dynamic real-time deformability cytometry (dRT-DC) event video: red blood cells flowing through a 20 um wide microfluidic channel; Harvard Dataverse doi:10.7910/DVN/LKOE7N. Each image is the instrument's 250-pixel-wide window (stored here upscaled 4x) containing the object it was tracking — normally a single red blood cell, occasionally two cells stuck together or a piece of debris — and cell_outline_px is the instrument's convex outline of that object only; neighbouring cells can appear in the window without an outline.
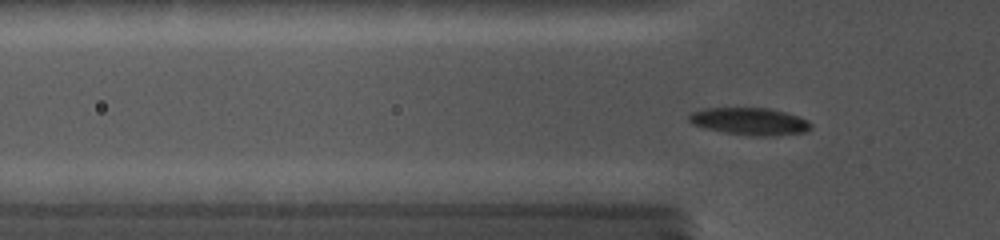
{"species": "common noctule bat (a hibernating species)", "species_latin": "Nyctalus noctula", "temperature_condition": "cold", "stored_images_in_passage": 52, "camera_frame_rate_fps": 5000, "um_per_image_px": 0.085, "animal": {"sex": "female", "body_mass_g": 19.0, "forearm_length_mm": 56.7}, "frame": {"image": 1, "passage_image": 23, "time_ms": 5.2, "image_size_px": [1000, 240], "cell_outline_px": [[812, 128], [804, 132], [776, 136], [752, 136], [724, 132], [704, 128], [692, 124], [688, 120], [688, 116], [692, 112], [704, 108], [768, 108], [784, 112], [808, 120], [812, 124]], "centroid_in_image_um": [63.72, 10.32], "position_along_channel_um": 62.1, "area_um2": 19.42}}
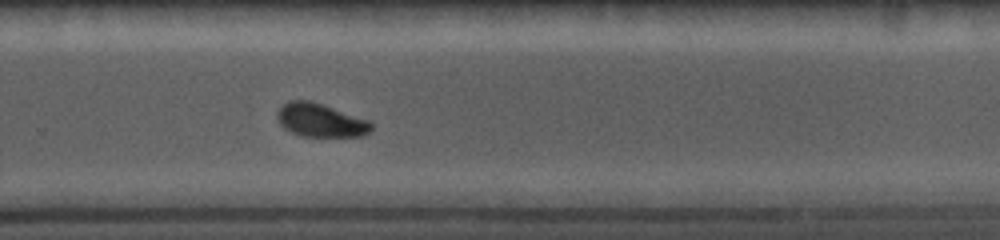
{"frame": {"image": 2, "passage_image": 37, "time_ms": 11.4, "image_size_px": [1000, 240], "cell_outline_px": [[372, 132], [360, 136], [300, 136], [284, 128], [276, 120], [276, 112], [284, 104], [292, 100], [308, 100], [372, 120]], "centroid_in_image_um": [27.27, 10.23], "position_along_channel_um": 302.5, "area_um2": 18.44}}
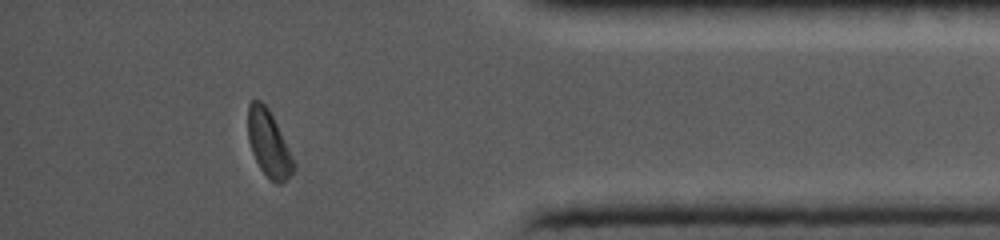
{"frame": {"image": 3, "passage_image": 49, "time_ms": 14.6, "image_size_px": [1000, 240], "cell_outline_px": [[296, 168], [280, 184], [276, 184], [260, 168], [252, 152], [248, 140], [248, 104], [252, 100], [260, 100], [268, 108], [296, 164]], "centroid_in_image_um": [22.82, 12.2], "position_along_channel_um": 412.4, "area_um2": 17.22}, "authors_computed_cell_mechanics": {"area_um2": 18.207, "velocity_mm_per_s": 3.8956, "shape_relaxation_time_tau1_ms": 3.6072, "shape_relaxation_time_tau2_ms": null, "deformation_change_tau1": 0.1159, "deformation_change_tau2": null}}